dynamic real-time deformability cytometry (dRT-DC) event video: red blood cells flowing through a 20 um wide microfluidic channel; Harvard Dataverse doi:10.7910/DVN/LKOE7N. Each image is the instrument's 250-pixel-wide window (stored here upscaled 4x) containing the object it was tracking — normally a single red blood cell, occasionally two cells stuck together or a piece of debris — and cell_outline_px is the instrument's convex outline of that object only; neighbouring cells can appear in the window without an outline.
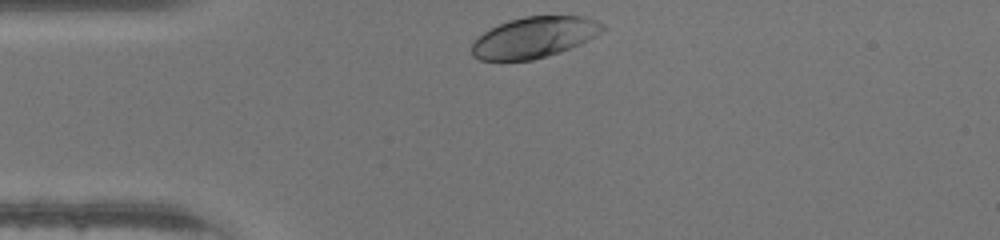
{"species": "human", "species_latin": "Homo sapiens", "temperature_condition": "warm", "stored_images_in_passage": 27, "camera_frame_rate_fps": 3000, "um_per_image_px": 0.085, "donor": {"sex": "male"}, "frame": {"image": 1, "passage_image": 1, "time_ms": 0.0, "image_size_px": [1000, 240], "cell_outline_px": [[608, 28], [588, 40], [580, 44], [560, 52], [532, 60], [480, 60], [472, 56], [472, 44], [484, 32], [508, 20], [524, 16], [584, 16], [596, 20], [604, 24]], "centroid_in_image_um": [45.45, 3.17], "position_along_channel_um": 39.6, "area_um2": 31.1}}
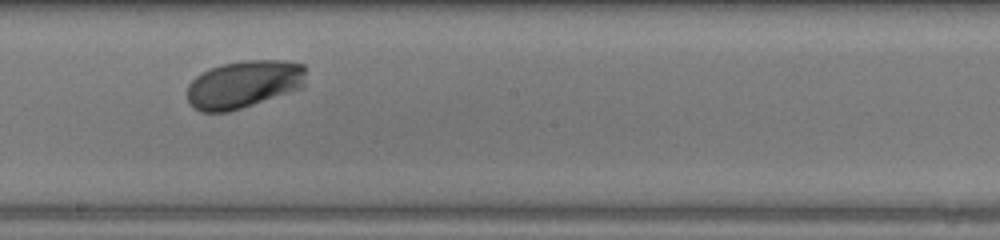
{"frame": {"image": 2, "passage_image": 16, "time_ms": 5.0, "image_size_px": [1000, 240], "cell_outline_px": [[304, 88], [228, 112], [200, 112], [192, 108], [188, 104], [188, 84], [196, 76], [208, 68], [224, 64], [244, 60], [284, 60], [304, 64]], "centroid_in_image_um": [20.71, 7.17], "position_along_channel_um": 227.5, "area_um2": 33.23}}
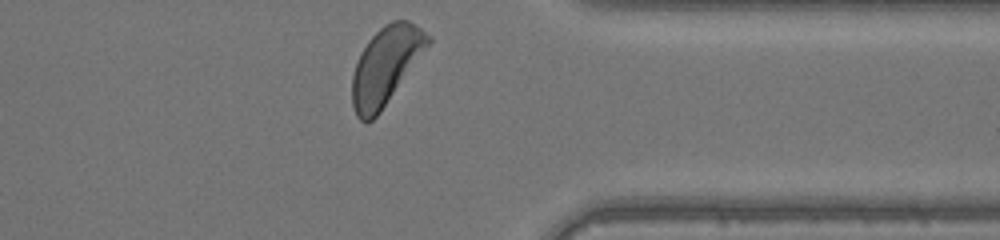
{"frame": {"image": 3, "passage_image": 27, "time_ms": 8.667, "image_size_px": [1000, 240], "cell_outline_px": [[432, 40], [380, 112], [372, 120], [360, 120], [356, 116], [352, 104], [352, 76], [360, 52], [368, 40], [384, 24], [392, 20], [408, 20], [432, 36]], "centroid_in_image_um": [32.78, 5.56], "position_along_channel_um": 378.6, "area_um2": 33.76}}